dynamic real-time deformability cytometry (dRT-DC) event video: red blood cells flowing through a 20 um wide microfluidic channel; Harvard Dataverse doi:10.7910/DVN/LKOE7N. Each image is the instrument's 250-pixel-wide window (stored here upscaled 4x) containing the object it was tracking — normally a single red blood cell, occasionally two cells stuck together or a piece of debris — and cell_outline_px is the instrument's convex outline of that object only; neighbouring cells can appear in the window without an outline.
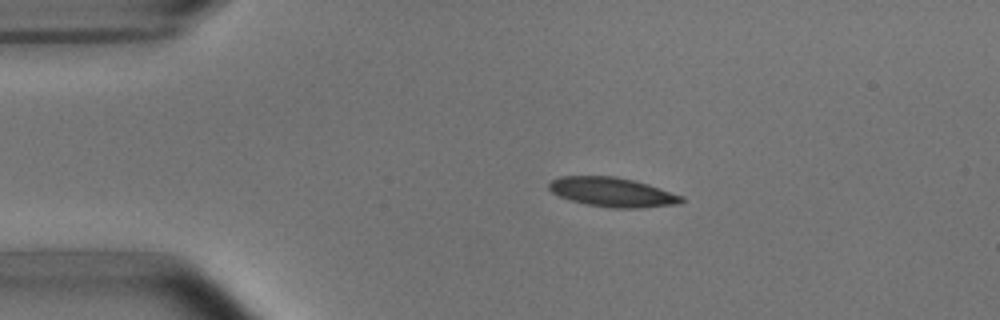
{"species": "common noctule bat (a hibernating species)", "species_latin": "Nyctalus noctula", "temperature_condition": "room temperature", "stored_images_in_passage": 3, "camera_frame_rate_fps": 3000, "um_per_image_px": 0.085, "animal": {"sex": "male", "body_mass_g": 15.6}, "frame": {"image": 1, "passage_image": 1, "time_ms": 0.0, "image_size_px": [1000, 320], "cell_outline_px": [[684, 200], [680, 204], [640, 208], [612, 208], [588, 204], [572, 200], [560, 196], [552, 192], [548, 188], [548, 184], [552, 180], [560, 176], [616, 176], [648, 184], [684, 196]], "centroid_in_image_um": [52.08, 16.33], "position_along_channel_um": 32.9, "area_um2": 22.6}}
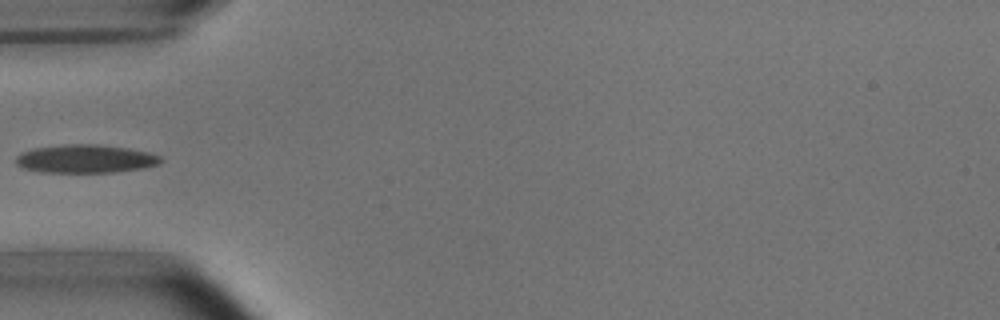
{"frame": {"image": 2, "passage_image": 3, "time_ms": 2.333, "image_size_px": [1000, 320], "cell_outline_px": [[164, 160], [160, 164], [144, 168], [116, 172], [40, 172], [24, 168], [16, 164], [16, 156], [20, 152], [32, 148], [64, 144], [96, 144], [128, 148], [148, 152], [160, 156]], "centroid_in_image_um": [7.27, 13.49], "position_along_channel_um": 77.7, "area_um2": 24.1}}